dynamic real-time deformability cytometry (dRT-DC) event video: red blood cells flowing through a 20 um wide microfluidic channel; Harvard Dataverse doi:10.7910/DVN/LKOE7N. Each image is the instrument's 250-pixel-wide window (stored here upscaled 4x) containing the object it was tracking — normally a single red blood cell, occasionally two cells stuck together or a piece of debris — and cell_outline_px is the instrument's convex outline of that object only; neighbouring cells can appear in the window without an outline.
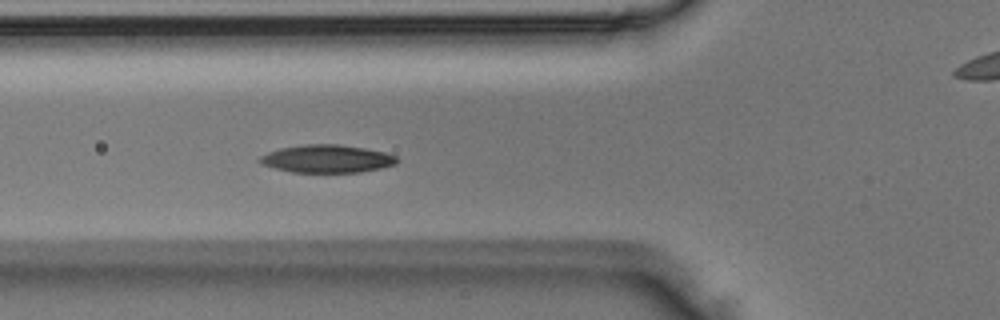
{"species": "Egyptian fruit bat (a non-hibernating species)", "species_latin": "Rousettus aegyptiacus", "temperature_condition": "room temperature", "stored_images_in_passage": 6, "segment_of_instrument_passage": [1, 2], "camera_frame_rate_fps": 3000, "um_per_image_px": 0.085, "animal": {"sex": "male"}, "frame": {"image": 1, "passage_image": 5, "time_ms": 1.333, "image_size_px": [1000, 320], "cell_outline_px": [[400, 160], [396, 164], [380, 168], [360, 172], [292, 172], [260, 164], [256, 160], [260, 156], [268, 152], [280, 148], [304, 144], [340, 144], [388, 152], [396, 156]], "centroid_in_image_um": [27.8, 13.49], "position_along_channel_um": 98.0, "area_um2": 22.43}}